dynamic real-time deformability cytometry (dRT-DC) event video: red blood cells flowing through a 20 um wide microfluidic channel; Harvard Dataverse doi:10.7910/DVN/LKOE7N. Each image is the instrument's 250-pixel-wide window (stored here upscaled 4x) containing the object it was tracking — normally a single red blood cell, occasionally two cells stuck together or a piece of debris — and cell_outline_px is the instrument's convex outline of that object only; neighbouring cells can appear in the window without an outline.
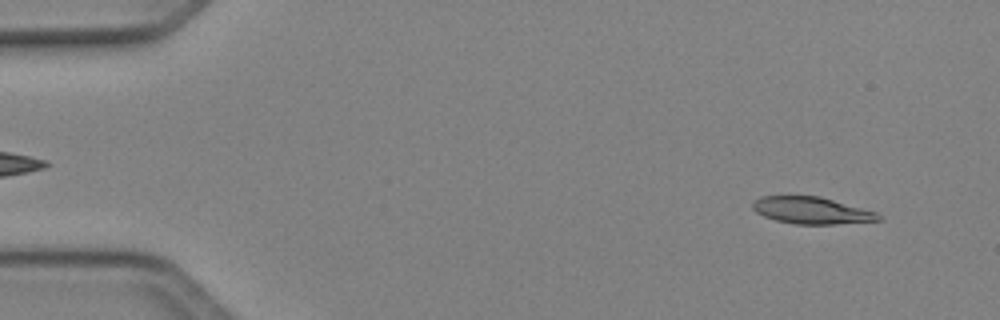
{"species": "Egyptian fruit bat (a non-hibernating species)", "species_latin": "Rousettus aegyptiacus", "temperature_condition": "cold", "stored_images_in_passage": 48, "camera_frame_rate_fps": 3000, "um_per_image_px": 0.085, "animal": {"sex": "female"}, "frame": {"image": 1, "passage_image": 3, "time_ms": 0.667, "image_size_px": [1000, 320], "cell_outline_px": [[880, 220], [836, 224], [796, 224], [776, 220], [764, 216], [756, 212], [752, 208], [752, 200], [760, 196], [820, 196], [876, 212], [880, 216]], "centroid_in_image_um": [68.93, 17.88], "position_along_channel_um": 16.1, "area_um2": 19.59}}
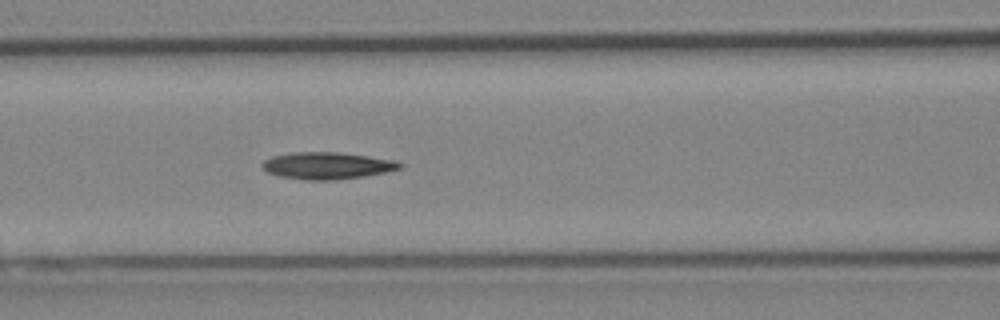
{"frame": {"image": 2, "passage_image": 20, "time_ms": 6.333, "image_size_px": [1000, 320], "cell_outline_px": [[404, 164], [400, 168], [388, 172], [364, 176], [332, 180], [308, 180], [280, 176], [268, 172], [260, 164], [264, 160], [272, 156], [292, 152], [336, 152], [368, 156], [396, 160]], "centroid_in_image_um": [27.83, 14.07], "position_along_channel_um": 138.8, "area_um2": 21.56}}
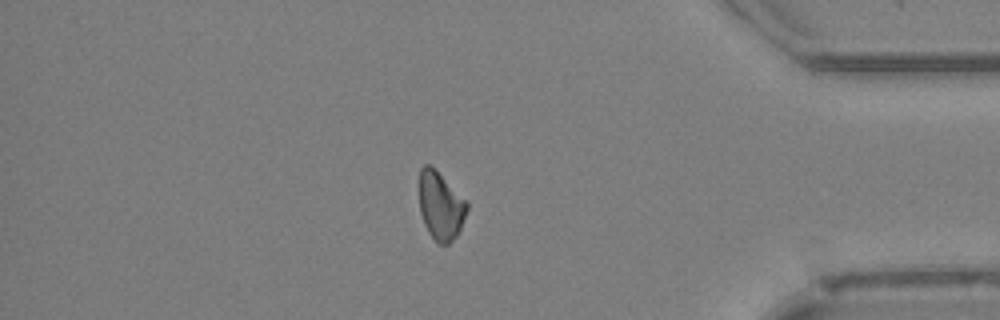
{"frame": {"image": 3, "passage_image": 41, "time_ms": 13.333, "image_size_px": [1000, 320], "cell_outline_px": [[468, 208], [460, 228], [456, 236], [448, 244], [440, 244], [428, 232], [424, 224], [420, 212], [420, 168], [424, 164], [428, 164], [468, 204]], "centroid_in_image_um": [37.43, 17.54], "position_along_channel_um": 397.8, "area_um2": 18.09}}